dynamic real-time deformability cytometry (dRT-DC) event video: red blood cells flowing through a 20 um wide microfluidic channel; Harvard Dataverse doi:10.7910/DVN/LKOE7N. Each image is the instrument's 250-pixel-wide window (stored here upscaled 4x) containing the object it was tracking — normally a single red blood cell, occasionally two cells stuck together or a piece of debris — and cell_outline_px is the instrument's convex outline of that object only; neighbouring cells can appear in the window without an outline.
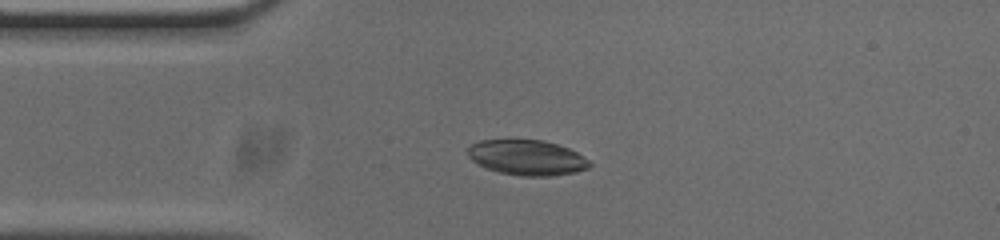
{"species": "common noctule bat (a hibernating species)", "species_latin": "Nyctalus noctula", "temperature_condition": "cold", "stored_images_in_passage": 45, "camera_frame_rate_fps": 3000, "um_per_image_px": 0.085, "animal": {"sex": "male", "body_mass_g": 20.0, "forearm_length_mm": 53.3}, "frame": {"image": 1, "passage_image": 10, "time_ms": 3.0, "image_size_px": [1000, 240], "cell_outline_px": [[592, 164], [588, 168], [576, 172], [552, 176], [520, 176], [500, 172], [484, 168], [476, 164], [468, 156], [468, 148], [472, 144], [480, 140], [544, 140], [568, 148], [576, 152], [588, 160]], "centroid_in_image_um": [44.78, 13.4], "position_along_channel_um": 40.2, "area_um2": 25.03}}
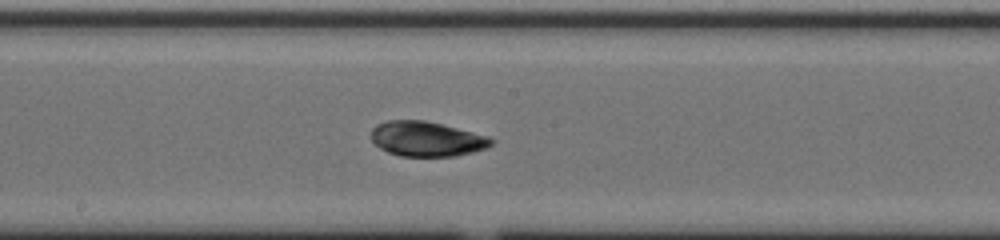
{"frame": {"image": 2, "passage_image": 25, "time_ms": 8.0, "image_size_px": [1000, 240], "cell_outline_px": [[496, 140], [492, 144], [484, 148], [472, 152], [456, 156], [400, 156], [388, 152], [380, 148], [372, 140], [372, 128], [376, 124], [388, 120], [424, 120], [488, 136]], "centroid_in_image_um": [36.25, 11.81], "position_along_channel_um": 212.0, "area_um2": 24.22}}
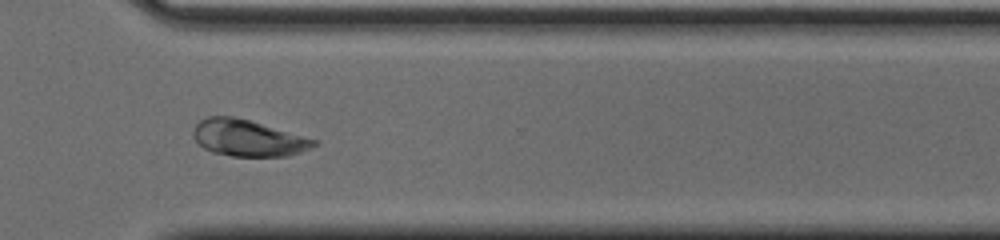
{"frame": {"image": 3, "passage_image": 36, "time_ms": 11.667, "image_size_px": [1000, 240], "cell_outline_px": [[320, 144], [312, 148], [288, 156], [232, 156], [212, 152], [204, 148], [192, 136], [192, 132], [196, 124], [200, 120], [208, 116], [232, 116], [248, 120], [320, 140]], "centroid_in_image_um": [21.12, 11.74], "position_along_channel_um": 349.5, "area_um2": 25.72}, "authors_computed_cell_mechanics": {"area_um2": 25.0274, "velocity_mm_per_s": 3.7516, "shape_relaxation_time_tau1_ms": 3.7693, "shape_relaxation_time_tau2_ms": 2.6774, "deformation_change_tau1": 0.0751, "deformation_change_tau2": 0.0462}}